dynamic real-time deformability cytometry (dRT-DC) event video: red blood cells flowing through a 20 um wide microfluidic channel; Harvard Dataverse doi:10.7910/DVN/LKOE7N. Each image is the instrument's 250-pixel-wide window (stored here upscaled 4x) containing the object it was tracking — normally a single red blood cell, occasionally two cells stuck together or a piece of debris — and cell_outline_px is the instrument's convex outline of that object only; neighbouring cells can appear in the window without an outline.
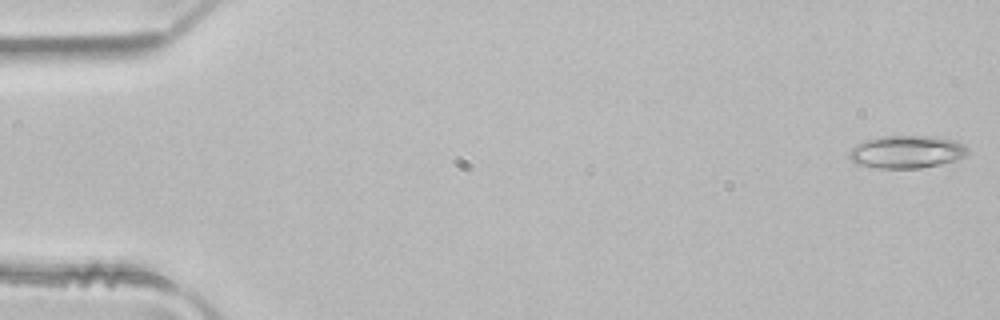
{"species": "common noctule bat (a hibernating species)", "species_latin": "Nyctalus noctula", "temperature_condition": "room temperature", "stored_images_in_passage": 4, "camera_frame_rate_fps": 3000, "um_per_image_px": 0.085, "animal": {"sex": "male", "body_mass_g": 21.5, "forearm_length_mm": 52.0}, "frame": {"image": 1, "passage_image": 1, "time_ms": 0.0, "image_size_px": [1000, 320], "cell_outline_px": [[968, 152], [964, 156], [956, 160], [940, 164], [920, 168], [876, 168], [856, 164], [848, 156], [848, 152], [856, 144], [864, 140], [880, 136], [936, 136], [956, 140], [964, 144], [968, 148]], "centroid_in_image_um": [77.06, 12.9], "position_along_channel_um": 7.9, "area_um2": 22.83}}
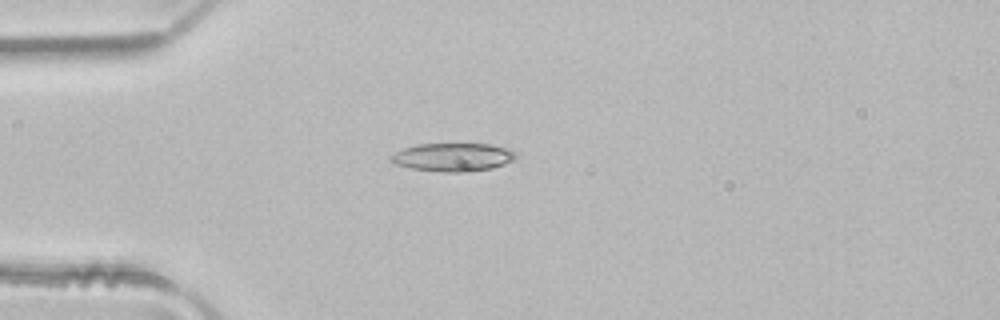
{"frame": {"image": 2, "passage_image": 4, "time_ms": 1.0, "image_size_px": [1000, 320], "cell_outline_px": [[520, 152], [512, 160], [504, 164], [492, 168], [460, 172], [440, 172], [412, 168], [392, 164], [388, 156], [404, 148], [416, 144], [492, 144], [508, 148]], "centroid_in_image_um": [38.49, 13.35], "position_along_channel_um": 46.5, "area_um2": 20.75}}